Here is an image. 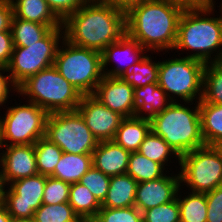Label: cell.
I'll return each mask as SVG.
<instances>
[{
    "instance_id": "6da1fadb",
    "label": "cell",
    "mask_w": 222,
    "mask_h": 222,
    "mask_svg": "<svg viewBox=\"0 0 222 222\" xmlns=\"http://www.w3.org/2000/svg\"><path fill=\"white\" fill-rule=\"evenodd\" d=\"M69 43L102 52L126 33V12L102 0H88L63 22Z\"/></svg>"
},
{
    "instance_id": "7a4b0ae2",
    "label": "cell",
    "mask_w": 222,
    "mask_h": 222,
    "mask_svg": "<svg viewBox=\"0 0 222 222\" xmlns=\"http://www.w3.org/2000/svg\"><path fill=\"white\" fill-rule=\"evenodd\" d=\"M183 11L169 0L144 1L126 12L127 34L151 54L172 52Z\"/></svg>"
},
{
    "instance_id": "3957f363",
    "label": "cell",
    "mask_w": 222,
    "mask_h": 222,
    "mask_svg": "<svg viewBox=\"0 0 222 222\" xmlns=\"http://www.w3.org/2000/svg\"><path fill=\"white\" fill-rule=\"evenodd\" d=\"M215 3L213 0V6L205 9H184L173 49L177 55L186 50L191 52L186 57L205 63L222 61V16H214Z\"/></svg>"
},
{
    "instance_id": "277c9868",
    "label": "cell",
    "mask_w": 222,
    "mask_h": 222,
    "mask_svg": "<svg viewBox=\"0 0 222 222\" xmlns=\"http://www.w3.org/2000/svg\"><path fill=\"white\" fill-rule=\"evenodd\" d=\"M150 123L151 131L161 136L179 156L205 145L198 102H171L151 117Z\"/></svg>"
},
{
    "instance_id": "5b68a950",
    "label": "cell",
    "mask_w": 222,
    "mask_h": 222,
    "mask_svg": "<svg viewBox=\"0 0 222 222\" xmlns=\"http://www.w3.org/2000/svg\"><path fill=\"white\" fill-rule=\"evenodd\" d=\"M18 88L17 97L35 103L48 114L76 110L83 96L54 66L29 77Z\"/></svg>"
},
{
    "instance_id": "8992f818",
    "label": "cell",
    "mask_w": 222,
    "mask_h": 222,
    "mask_svg": "<svg viewBox=\"0 0 222 222\" xmlns=\"http://www.w3.org/2000/svg\"><path fill=\"white\" fill-rule=\"evenodd\" d=\"M173 56L159 61L158 85L172 102H199L206 63L184 55Z\"/></svg>"
},
{
    "instance_id": "52a82bcc",
    "label": "cell",
    "mask_w": 222,
    "mask_h": 222,
    "mask_svg": "<svg viewBox=\"0 0 222 222\" xmlns=\"http://www.w3.org/2000/svg\"><path fill=\"white\" fill-rule=\"evenodd\" d=\"M82 95L93 94L103 78L101 53L63 39L53 65Z\"/></svg>"
},
{
    "instance_id": "ba28073f",
    "label": "cell",
    "mask_w": 222,
    "mask_h": 222,
    "mask_svg": "<svg viewBox=\"0 0 222 222\" xmlns=\"http://www.w3.org/2000/svg\"><path fill=\"white\" fill-rule=\"evenodd\" d=\"M6 107L0 116L3 146L35 144L45 137L48 113L35 103L25 101Z\"/></svg>"
},
{
    "instance_id": "9c48e42d",
    "label": "cell",
    "mask_w": 222,
    "mask_h": 222,
    "mask_svg": "<svg viewBox=\"0 0 222 222\" xmlns=\"http://www.w3.org/2000/svg\"><path fill=\"white\" fill-rule=\"evenodd\" d=\"M64 39L63 26L52 28L42 39L27 47H14L7 71L19 87L29 77L54 65L57 49Z\"/></svg>"
},
{
    "instance_id": "30bf717a",
    "label": "cell",
    "mask_w": 222,
    "mask_h": 222,
    "mask_svg": "<svg viewBox=\"0 0 222 222\" xmlns=\"http://www.w3.org/2000/svg\"><path fill=\"white\" fill-rule=\"evenodd\" d=\"M175 168L179 171L181 187L189 188L190 192L207 193L222 185V160L210 145L183 154L180 167Z\"/></svg>"
},
{
    "instance_id": "8fae6325",
    "label": "cell",
    "mask_w": 222,
    "mask_h": 222,
    "mask_svg": "<svg viewBox=\"0 0 222 222\" xmlns=\"http://www.w3.org/2000/svg\"><path fill=\"white\" fill-rule=\"evenodd\" d=\"M45 138L70 154H92L99 141L77 110L48 114Z\"/></svg>"
},
{
    "instance_id": "7c38bea8",
    "label": "cell",
    "mask_w": 222,
    "mask_h": 222,
    "mask_svg": "<svg viewBox=\"0 0 222 222\" xmlns=\"http://www.w3.org/2000/svg\"><path fill=\"white\" fill-rule=\"evenodd\" d=\"M45 184L46 175L37 174L3 186L1 202L13 221L34 217V212L43 204Z\"/></svg>"
},
{
    "instance_id": "4fadbf2b",
    "label": "cell",
    "mask_w": 222,
    "mask_h": 222,
    "mask_svg": "<svg viewBox=\"0 0 222 222\" xmlns=\"http://www.w3.org/2000/svg\"><path fill=\"white\" fill-rule=\"evenodd\" d=\"M98 141L113 140L123 116L107 108L92 94L83 95L76 109Z\"/></svg>"
},
{
    "instance_id": "5bb4252c",
    "label": "cell",
    "mask_w": 222,
    "mask_h": 222,
    "mask_svg": "<svg viewBox=\"0 0 222 222\" xmlns=\"http://www.w3.org/2000/svg\"><path fill=\"white\" fill-rule=\"evenodd\" d=\"M147 50L127 33L116 42L109 44L101 52L102 72L104 76L119 77L139 62ZM115 62L112 69L110 63ZM109 66V67H108Z\"/></svg>"
},
{
    "instance_id": "9a60e30c",
    "label": "cell",
    "mask_w": 222,
    "mask_h": 222,
    "mask_svg": "<svg viewBox=\"0 0 222 222\" xmlns=\"http://www.w3.org/2000/svg\"><path fill=\"white\" fill-rule=\"evenodd\" d=\"M37 174L39 173L34 144L3 146L0 160V176L3 186Z\"/></svg>"
},
{
    "instance_id": "2e32d148",
    "label": "cell",
    "mask_w": 222,
    "mask_h": 222,
    "mask_svg": "<svg viewBox=\"0 0 222 222\" xmlns=\"http://www.w3.org/2000/svg\"><path fill=\"white\" fill-rule=\"evenodd\" d=\"M92 95L124 118L136 116L134 88L120 77L103 76Z\"/></svg>"
},
{
    "instance_id": "e0dca14e",
    "label": "cell",
    "mask_w": 222,
    "mask_h": 222,
    "mask_svg": "<svg viewBox=\"0 0 222 222\" xmlns=\"http://www.w3.org/2000/svg\"><path fill=\"white\" fill-rule=\"evenodd\" d=\"M166 172L161 178L137 184L134 206L142 213L155 206L173 201L180 184L179 171ZM177 173V174H176Z\"/></svg>"
},
{
    "instance_id": "ac0fdd59",
    "label": "cell",
    "mask_w": 222,
    "mask_h": 222,
    "mask_svg": "<svg viewBox=\"0 0 222 222\" xmlns=\"http://www.w3.org/2000/svg\"><path fill=\"white\" fill-rule=\"evenodd\" d=\"M130 154L113 140L99 141L92 153V164L110 177L126 174Z\"/></svg>"
},
{
    "instance_id": "d6986e66",
    "label": "cell",
    "mask_w": 222,
    "mask_h": 222,
    "mask_svg": "<svg viewBox=\"0 0 222 222\" xmlns=\"http://www.w3.org/2000/svg\"><path fill=\"white\" fill-rule=\"evenodd\" d=\"M150 131L149 118L142 116L124 118L113 141L129 152H136Z\"/></svg>"
},
{
    "instance_id": "ffe728a7",
    "label": "cell",
    "mask_w": 222,
    "mask_h": 222,
    "mask_svg": "<svg viewBox=\"0 0 222 222\" xmlns=\"http://www.w3.org/2000/svg\"><path fill=\"white\" fill-rule=\"evenodd\" d=\"M136 116L151 118L162 112L172 102L158 83L134 88Z\"/></svg>"
},
{
    "instance_id": "44dd1931",
    "label": "cell",
    "mask_w": 222,
    "mask_h": 222,
    "mask_svg": "<svg viewBox=\"0 0 222 222\" xmlns=\"http://www.w3.org/2000/svg\"><path fill=\"white\" fill-rule=\"evenodd\" d=\"M138 182L128 174L110 177V185L101 207L125 208L135 204Z\"/></svg>"
},
{
    "instance_id": "7402d4cb",
    "label": "cell",
    "mask_w": 222,
    "mask_h": 222,
    "mask_svg": "<svg viewBox=\"0 0 222 222\" xmlns=\"http://www.w3.org/2000/svg\"><path fill=\"white\" fill-rule=\"evenodd\" d=\"M16 18L44 25H62L46 0H11Z\"/></svg>"
},
{
    "instance_id": "603a6c76",
    "label": "cell",
    "mask_w": 222,
    "mask_h": 222,
    "mask_svg": "<svg viewBox=\"0 0 222 222\" xmlns=\"http://www.w3.org/2000/svg\"><path fill=\"white\" fill-rule=\"evenodd\" d=\"M91 167H93L92 154L77 155L63 152L54 172L50 176L73 184L79 182Z\"/></svg>"
},
{
    "instance_id": "cb8c5ba5",
    "label": "cell",
    "mask_w": 222,
    "mask_h": 222,
    "mask_svg": "<svg viewBox=\"0 0 222 222\" xmlns=\"http://www.w3.org/2000/svg\"><path fill=\"white\" fill-rule=\"evenodd\" d=\"M137 152L141 153L146 158L161 164L167 171H172L173 169L170 164L172 163L171 161H173V163L176 162L175 164L180 166V156L164 141L161 136L154 134L152 131H150L145 137ZM173 158L176 159V161L172 160ZM169 166L171 167L169 168Z\"/></svg>"
},
{
    "instance_id": "d4e9b609",
    "label": "cell",
    "mask_w": 222,
    "mask_h": 222,
    "mask_svg": "<svg viewBox=\"0 0 222 222\" xmlns=\"http://www.w3.org/2000/svg\"><path fill=\"white\" fill-rule=\"evenodd\" d=\"M198 104L202 137L205 145L212 146L222 139V105L206 103L202 99Z\"/></svg>"
},
{
    "instance_id": "484cf974",
    "label": "cell",
    "mask_w": 222,
    "mask_h": 222,
    "mask_svg": "<svg viewBox=\"0 0 222 222\" xmlns=\"http://www.w3.org/2000/svg\"><path fill=\"white\" fill-rule=\"evenodd\" d=\"M60 26L62 25H44L25 21L13 15L10 31L14 47H27L42 39L52 28Z\"/></svg>"
},
{
    "instance_id": "4316f807",
    "label": "cell",
    "mask_w": 222,
    "mask_h": 222,
    "mask_svg": "<svg viewBox=\"0 0 222 222\" xmlns=\"http://www.w3.org/2000/svg\"><path fill=\"white\" fill-rule=\"evenodd\" d=\"M69 204L82 221H92L101 209L95 196L79 182L70 185Z\"/></svg>"
},
{
    "instance_id": "83f0119b",
    "label": "cell",
    "mask_w": 222,
    "mask_h": 222,
    "mask_svg": "<svg viewBox=\"0 0 222 222\" xmlns=\"http://www.w3.org/2000/svg\"><path fill=\"white\" fill-rule=\"evenodd\" d=\"M182 190L185 191L182 187H180L177 193V200L180 209V222H206V194L194 193L190 191L189 193H187L188 191H185V193Z\"/></svg>"
},
{
    "instance_id": "f1b7e54d",
    "label": "cell",
    "mask_w": 222,
    "mask_h": 222,
    "mask_svg": "<svg viewBox=\"0 0 222 222\" xmlns=\"http://www.w3.org/2000/svg\"><path fill=\"white\" fill-rule=\"evenodd\" d=\"M154 57L148 53L129 71L119 76L124 82L130 84L133 88H139L152 83H158L159 61L152 60Z\"/></svg>"
},
{
    "instance_id": "f546056e",
    "label": "cell",
    "mask_w": 222,
    "mask_h": 222,
    "mask_svg": "<svg viewBox=\"0 0 222 222\" xmlns=\"http://www.w3.org/2000/svg\"><path fill=\"white\" fill-rule=\"evenodd\" d=\"M168 172L161 164L143 156L139 152H131L126 174L138 183L161 178Z\"/></svg>"
},
{
    "instance_id": "4dcf8cb0",
    "label": "cell",
    "mask_w": 222,
    "mask_h": 222,
    "mask_svg": "<svg viewBox=\"0 0 222 222\" xmlns=\"http://www.w3.org/2000/svg\"><path fill=\"white\" fill-rule=\"evenodd\" d=\"M202 100L206 103L222 105V61L206 63Z\"/></svg>"
},
{
    "instance_id": "1f68e13d",
    "label": "cell",
    "mask_w": 222,
    "mask_h": 222,
    "mask_svg": "<svg viewBox=\"0 0 222 222\" xmlns=\"http://www.w3.org/2000/svg\"><path fill=\"white\" fill-rule=\"evenodd\" d=\"M34 148L38 173L50 176L61 159L63 151L45 137L40 138L34 144Z\"/></svg>"
},
{
    "instance_id": "d6a6232c",
    "label": "cell",
    "mask_w": 222,
    "mask_h": 222,
    "mask_svg": "<svg viewBox=\"0 0 222 222\" xmlns=\"http://www.w3.org/2000/svg\"><path fill=\"white\" fill-rule=\"evenodd\" d=\"M36 222H83L74 212L69 202L42 204L35 212Z\"/></svg>"
},
{
    "instance_id": "836d02e7",
    "label": "cell",
    "mask_w": 222,
    "mask_h": 222,
    "mask_svg": "<svg viewBox=\"0 0 222 222\" xmlns=\"http://www.w3.org/2000/svg\"><path fill=\"white\" fill-rule=\"evenodd\" d=\"M92 222H143L142 213L135 207H101Z\"/></svg>"
},
{
    "instance_id": "e575fe53",
    "label": "cell",
    "mask_w": 222,
    "mask_h": 222,
    "mask_svg": "<svg viewBox=\"0 0 222 222\" xmlns=\"http://www.w3.org/2000/svg\"><path fill=\"white\" fill-rule=\"evenodd\" d=\"M79 183L86 186L95 196L97 201L102 204L109 189L110 176L105 175L103 172L94 167H91L80 179Z\"/></svg>"
},
{
    "instance_id": "d590c367",
    "label": "cell",
    "mask_w": 222,
    "mask_h": 222,
    "mask_svg": "<svg viewBox=\"0 0 222 222\" xmlns=\"http://www.w3.org/2000/svg\"><path fill=\"white\" fill-rule=\"evenodd\" d=\"M142 217L143 222H180L177 197L173 201L143 211Z\"/></svg>"
},
{
    "instance_id": "8d00e7d4",
    "label": "cell",
    "mask_w": 222,
    "mask_h": 222,
    "mask_svg": "<svg viewBox=\"0 0 222 222\" xmlns=\"http://www.w3.org/2000/svg\"><path fill=\"white\" fill-rule=\"evenodd\" d=\"M70 185L67 182L46 176L43 204H61L69 202Z\"/></svg>"
},
{
    "instance_id": "74e56055",
    "label": "cell",
    "mask_w": 222,
    "mask_h": 222,
    "mask_svg": "<svg viewBox=\"0 0 222 222\" xmlns=\"http://www.w3.org/2000/svg\"><path fill=\"white\" fill-rule=\"evenodd\" d=\"M205 194L207 201L206 222H222V185Z\"/></svg>"
},
{
    "instance_id": "f35d334b",
    "label": "cell",
    "mask_w": 222,
    "mask_h": 222,
    "mask_svg": "<svg viewBox=\"0 0 222 222\" xmlns=\"http://www.w3.org/2000/svg\"><path fill=\"white\" fill-rule=\"evenodd\" d=\"M53 13L63 22L88 0H46Z\"/></svg>"
},
{
    "instance_id": "ab89813d",
    "label": "cell",
    "mask_w": 222,
    "mask_h": 222,
    "mask_svg": "<svg viewBox=\"0 0 222 222\" xmlns=\"http://www.w3.org/2000/svg\"><path fill=\"white\" fill-rule=\"evenodd\" d=\"M18 91H19V88L13 82L11 75L7 71V68L0 67V107L3 108V106L4 107L8 106L9 103H11L8 99L12 97L13 96L12 93L15 94V92H16L15 94V97H16L18 94ZM10 93H11V96H10ZM7 102L8 104L6 105Z\"/></svg>"
},
{
    "instance_id": "60d3db41",
    "label": "cell",
    "mask_w": 222,
    "mask_h": 222,
    "mask_svg": "<svg viewBox=\"0 0 222 222\" xmlns=\"http://www.w3.org/2000/svg\"><path fill=\"white\" fill-rule=\"evenodd\" d=\"M14 50L11 32H0V67L6 68Z\"/></svg>"
},
{
    "instance_id": "b9f144b4",
    "label": "cell",
    "mask_w": 222,
    "mask_h": 222,
    "mask_svg": "<svg viewBox=\"0 0 222 222\" xmlns=\"http://www.w3.org/2000/svg\"><path fill=\"white\" fill-rule=\"evenodd\" d=\"M13 5L11 0H0V32H11Z\"/></svg>"
},
{
    "instance_id": "7bdbcfd3",
    "label": "cell",
    "mask_w": 222,
    "mask_h": 222,
    "mask_svg": "<svg viewBox=\"0 0 222 222\" xmlns=\"http://www.w3.org/2000/svg\"><path fill=\"white\" fill-rule=\"evenodd\" d=\"M183 9H205L213 6V0H169Z\"/></svg>"
},
{
    "instance_id": "ee69618b",
    "label": "cell",
    "mask_w": 222,
    "mask_h": 222,
    "mask_svg": "<svg viewBox=\"0 0 222 222\" xmlns=\"http://www.w3.org/2000/svg\"><path fill=\"white\" fill-rule=\"evenodd\" d=\"M102 1L108 2L113 6H115L116 8L124 12H127L131 7L138 4H142L144 1L147 0H102Z\"/></svg>"
},
{
    "instance_id": "f6af8a7d",
    "label": "cell",
    "mask_w": 222,
    "mask_h": 222,
    "mask_svg": "<svg viewBox=\"0 0 222 222\" xmlns=\"http://www.w3.org/2000/svg\"><path fill=\"white\" fill-rule=\"evenodd\" d=\"M0 222H13V219L9 215L7 208L1 201H0Z\"/></svg>"
},
{
    "instance_id": "bcb514c9",
    "label": "cell",
    "mask_w": 222,
    "mask_h": 222,
    "mask_svg": "<svg viewBox=\"0 0 222 222\" xmlns=\"http://www.w3.org/2000/svg\"><path fill=\"white\" fill-rule=\"evenodd\" d=\"M212 147L218 152L221 160H222V139L215 142Z\"/></svg>"
},
{
    "instance_id": "7dc6e473",
    "label": "cell",
    "mask_w": 222,
    "mask_h": 222,
    "mask_svg": "<svg viewBox=\"0 0 222 222\" xmlns=\"http://www.w3.org/2000/svg\"><path fill=\"white\" fill-rule=\"evenodd\" d=\"M13 222H36L34 218H24V219H17Z\"/></svg>"
},
{
    "instance_id": "c3c4849f",
    "label": "cell",
    "mask_w": 222,
    "mask_h": 222,
    "mask_svg": "<svg viewBox=\"0 0 222 222\" xmlns=\"http://www.w3.org/2000/svg\"><path fill=\"white\" fill-rule=\"evenodd\" d=\"M2 148H3V144H2V136H1V128H0V160H1Z\"/></svg>"
},
{
    "instance_id": "681fc988",
    "label": "cell",
    "mask_w": 222,
    "mask_h": 222,
    "mask_svg": "<svg viewBox=\"0 0 222 222\" xmlns=\"http://www.w3.org/2000/svg\"><path fill=\"white\" fill-rule=\"evenodd\" d=\"M217 7H219L218 10L220 11V12H218V13L222 16V1H221V3H220L219 6L217 5Z\"/></svg>"
},
{
    "instance_id": "f907efd6",
    "label": "cell",
    "mask_w": 222,
    "mask_h": 222,
    "mask_svg": "<svg viewBox=\"0 0 222 222\" xmlns=\"http://www.w3.org/2000/svg\"><path fill=\"white\" fill-rule=\"evenodd\" d=\"M2 189H3V185L1 182V176H0V197H2Z\"/></svg>"
}]
</instances>
